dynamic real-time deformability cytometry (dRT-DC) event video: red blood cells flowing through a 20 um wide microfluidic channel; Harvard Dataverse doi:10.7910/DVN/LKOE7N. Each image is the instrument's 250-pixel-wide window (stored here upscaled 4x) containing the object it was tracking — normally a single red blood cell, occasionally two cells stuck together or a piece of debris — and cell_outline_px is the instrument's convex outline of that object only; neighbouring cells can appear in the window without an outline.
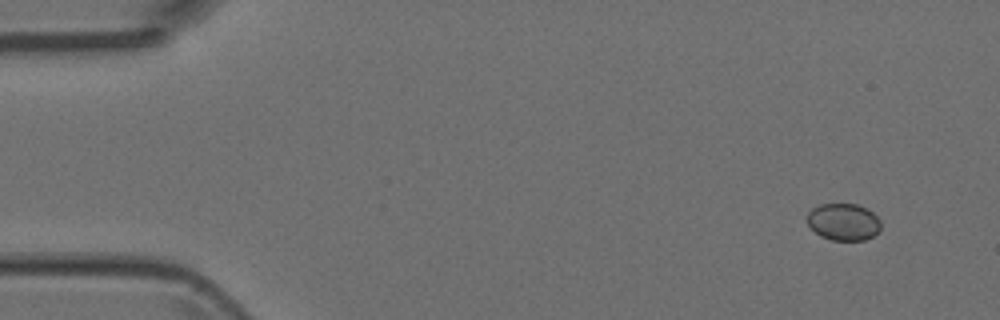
{"species": "Egyptian fruit bat (a non-hibernating species)", "species_latin": "Rousettus aegyptiacus", "temperature_condition": "room temperature", "stored_images_in_passage": 4, "camera_frame_rate_fps": 3000, "um_per_image_px": 0.085, "animal": {"sex": "female"}, "frame": {"image": 1, "passage_image": 1, "time_ms": 0.0, "image_size_px": [1000, 320], "cell_outline_px": [[880, 228], [872, 236], [864, 240], [832, 240], [820, 236], [808, 224], [808, 212], [812, 208], [820, 204], [856, 204], [868, 208], [880, 220]], "centroid_in_image_um": [71.69, 18.85], "position_along_channel_um": 13.3, "area_um2": 15.78}}
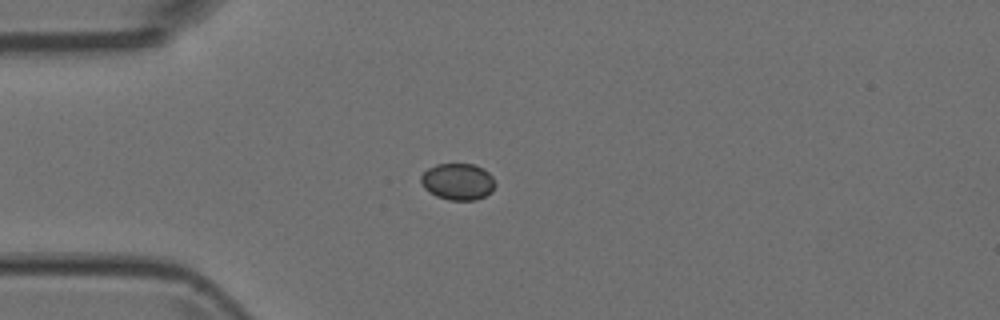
{"frame": {"image": 2, "passage_image": 4, "time_ms": 1.0, "image_size_px": [1000, 320], "cell_outline_px": [[496, 184], [492, 192], [476, 200], [448, 200], [436, 196], [424, 188], [420, 180], [420, 176], [428, 168], [436, 164], [472, 164], [484, 168], [492, 176]], "centroid_in_image_um": [38.92, 15.44], "position_along_channel_um": 46.1, "area_um2": 15.95}}